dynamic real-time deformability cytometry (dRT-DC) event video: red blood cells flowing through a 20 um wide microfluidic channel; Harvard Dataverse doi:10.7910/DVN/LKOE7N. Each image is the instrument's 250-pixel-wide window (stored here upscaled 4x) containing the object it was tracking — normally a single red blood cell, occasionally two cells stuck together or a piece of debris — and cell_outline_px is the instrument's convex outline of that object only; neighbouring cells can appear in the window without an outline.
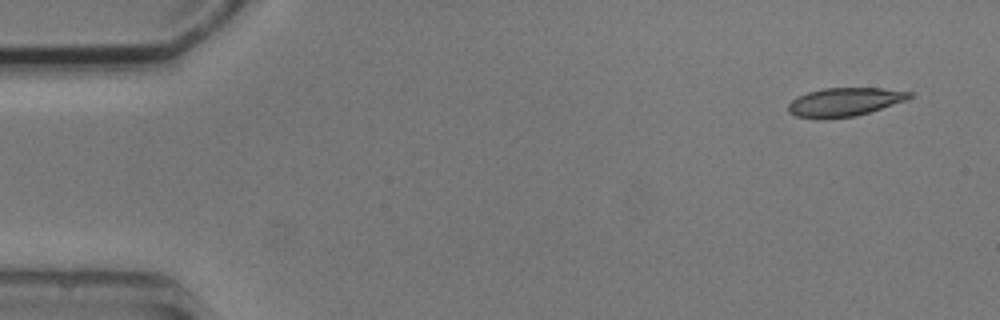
{"species": "common noctule bat (a hibernating species)", "species_latin": "Nyctalus noctula", "temperature_condition": "cold", "stored_images_in_passage": 2, "camera_frame_rate_fps": 3000, "um_per_image_px": 0.085, "animal": {"sex": "male", "body_mass_g": 20.5, "forearm_length_mm": 52.5}, "frame": {"image": 1, "passage_image": 1, "time_ms": 0.0, "image_size_px": [1000, 320], "cell_outline_px": [[912, 96], [908, 100], [856, 116], [796, 116], [788, 112], [788, 104], [792, 100], [808, 92], [824, 88], [884, 88], [912, 92]], "centroid_in_image_um": [71.87, 8.63], "position_along_channel_um": 13.1, "area_um2": 19.48}}